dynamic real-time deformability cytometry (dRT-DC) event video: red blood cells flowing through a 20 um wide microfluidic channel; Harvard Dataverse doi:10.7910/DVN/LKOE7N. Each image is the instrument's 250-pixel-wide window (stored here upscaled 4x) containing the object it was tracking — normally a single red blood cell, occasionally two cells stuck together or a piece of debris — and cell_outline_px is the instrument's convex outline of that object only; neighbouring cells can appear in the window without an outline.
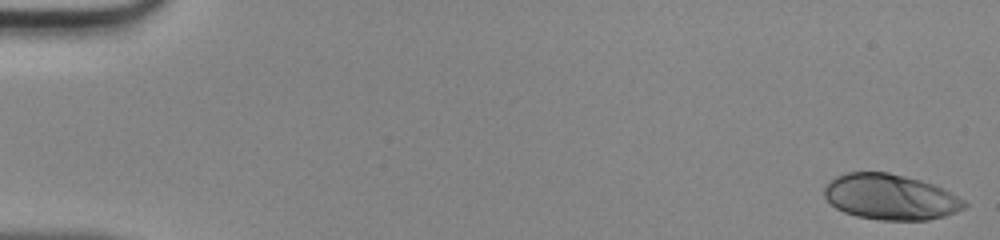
{"species": "human", "species_latin": "Homo sapiens", "temperature_condition": "room temperature", "stored_images_in_passage": 48, "camera_frame_rate_fps": 3000, "um_per_image_px": 0.085, "donor": {"sex": "male"}, "frame": {"image": 1, "passage_image": 1, "time_ms": 0.0, "image_size_px": [1000, 240], "cell_outline_px": [[968, 204], [964, 208], [956, 212], [944, 216], [928, 220], [880, 220], [856, 216], [844, 212], [836, 208], [824, 196], [824, 188], [836, 176], [848, 172], [888, 172], [920, 180], [932, 184], [964, 200]], "centroid_in_image_um": [75.67, 16.75], "position_along_channel_um": 9.3, "area_um2": 36.88}}
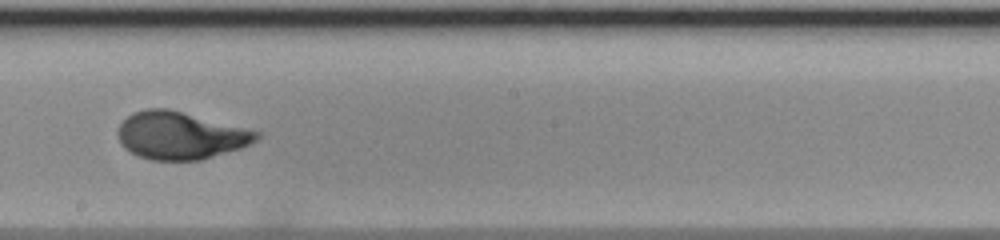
{"frame": {"image": 2, "passage_image": 28, "time_ms": 9.0, "image_size_px": [1000, 240], "cell_outline_px": [[260, 136], [256, 140], [240, 148], [204, 160], [152, 160], [140, 156], [124, 148], [120, 144], [116, 132], [120, 124], [132, 112], [148, 108], [168, 108], [260, 132]], "centroid_in_image_um": [15.29, 11.52], "position_along_channel_um": 232.9, "area_um2": 38.26}}
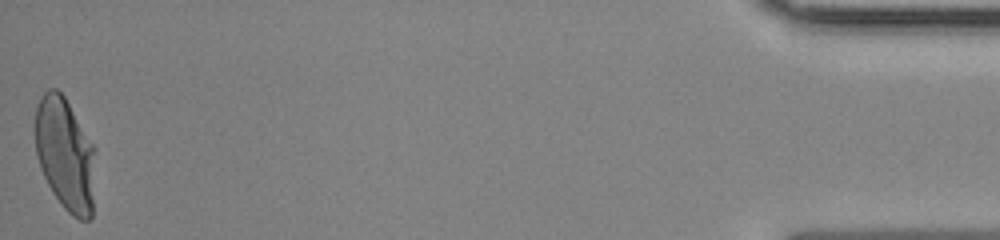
{"frame": {"image": 3, "passage_image": 48, "time_ms": 15.667, "image_size_px": [1000, 240], "cell_outline_px": [[96, 148], [92, 216], [88, 220], [80, 220], [72, 216], [64, 208], [52, 192], [40, 168], [36, 156], [36, 108], [40, 96], [48, 88], [56, 88], [64, 96]], "centroid_in_image_um": [5.56, 13.11], "position_along_channel_um": 429.6, "area_um2": 39.88}}